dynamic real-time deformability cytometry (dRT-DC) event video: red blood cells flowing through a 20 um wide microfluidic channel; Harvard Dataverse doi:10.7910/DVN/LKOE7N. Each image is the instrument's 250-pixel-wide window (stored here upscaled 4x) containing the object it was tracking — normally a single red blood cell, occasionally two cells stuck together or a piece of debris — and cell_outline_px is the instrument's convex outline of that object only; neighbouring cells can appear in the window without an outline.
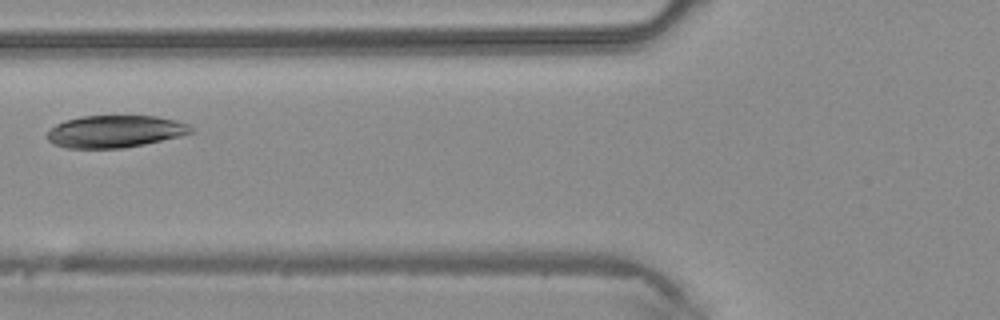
{"species": "common noctule bat (a hibernating species)", "species_latin": "Nyctalus noctula", "temperature_condition": "warm", "stored_images_in_passage": 4, "camera_frame_rate_fps": 3000, "um_per_image_px": 0.085, "animal": {"sex": "male", "body_mass_g": 20.4}, "frame": {"image": 1, "passage_image": 4, "time_ms": 1.0, "image_size_px": [1000, 320], "cell_outline_px": [[196, 132], [180, 136], [144, 144], [124, 148], [64, 148], [52, 144], [44, 136], [56, 124], [64, 120], [84, 116], [156, 116], [176, 120], [188, 124]], "centroid_in_image_um": [9.76, 11.18], "position_along_channel_um": 116.0, "area_um2": 27.17}}